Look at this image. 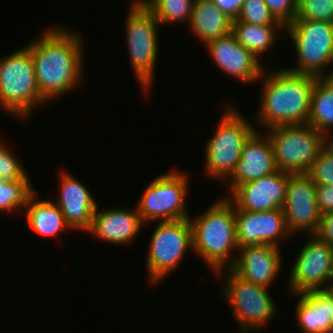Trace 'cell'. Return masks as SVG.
Instances as JSON below:
<instances>
[{"instance_id":"obj_1","label":"cell","mask_w":333,"mask_h":333,"mask_svg":"<svg viewBox=\"0 0 333 333\" xmlns=\"http://www.w3.org/2000/svg\"><path fill=\"white\" fill-rule=\"evenodd\" d=\"M83 45L79 33L60 26L29 42L27 47L44 102L71 92L83 82Z\"/></svg>"},{"instance_id":"obj_2","label":"cell","mask_w":333,"mask_h":333,"mask_svg":"<svg viewBox=\"0 0 333 333\" xmlns=\"http://www.w3.org/2000/svg\"><path fill=\"white\" fill-rule=\"evenodd\" d=\"M316 79L287 68L263 71L260 78L263 81L262 94L255 123L267 129L279 125L307 124Z\"/></svg>"},{"instance_id":"obj_3","label":"cell","mask_w":333,"mask_h":333,"mask_svg":"<svg viewBox=\"0 0 333 333\" xmlns=\"http://www.w3.org/2000/svg\"><path fill=\"white\" fill-rule=\"evenodd\" d=\"M223 198L212 203L197 218L189 217L192 250L211 267L216 276L222 275L225 273L224 269H230L234 265L237 256L233 255V252L239 248L236 240L234 205L227 197Z\"/></svg>"},{"instance_id":"obj_4","label":"cell","mask_w":333,"mask_h":333,"mask_svg":"<svg viewBox=\"0 0 333 333\" xmlns=\"http://www.w3.org/2000/svg\"><path fill=\"white\" fill-rule=\"evenodd\" d=\"M45 102L40 95L30 49L23 48L0 58V109L25 120L34 107Z\"/></svg>"},{"instance_id":"obj_5","label":"cell","mask_w":333,"mask_h":333,"mask_svg":"<svg viewBox=\"0 0 333 333\" xmlns=\"http://www.w3.org/2000/svg\"><path fill=\"white\" fill-rule=\"evenodd\" d=\"M225 107V108H224ZM229 103L223 106V115L216 132L205 145V175L224 181L232 174L241 158V151L249 137L257 130L251 122Z\"/></svg>"},{"instance_id":"obj_6","label":"cell","mask_w":333,"mask_h":333,"mask_svg":"<svg viewBox=\"0 0 333 333\" xmlns=\"http://www.w3.org/2000/svg\"><path fill=\"white\" fill-rule=\"evenodd\" d=\"M130 4L125 24L129 61L144 94H149L156 72L154 69L159 48L157 33L161 25L140 0Z\"/></svg>"},{"instance_id":"obj_7","label":"cell","mask_w":333,"mask_h":333,"mask_svg":"<svg viewBox=\"0 0 333 333\" xmlns=\"http://www.w3.org/2000/svg\"><path fill=\"white\" fill-rule=\"evenodd\" d=\"M264 132L271 141L276 168L283 172L308 173L323 150V134L309 124L279 125Z\"/></svg>"},{"instance_id":"obj_8","label":"cell","mask_w":333,"mask_h":333,"mask_svg":"<svg viewBox=\"0 0 333 333\" xmlns=\"http://www.w3.org/2000/svg\"><path fill=\"white\" fill-rule=\"evenodd\" d=\"M293 41L297 66L289 71L324 78L333 49V23L311 19H294L286 26Z\"/></svg>"},{"instance_id":"obj_9","label":"cell","mask_w":333,"mask_h":333,"mask_svg":"<svg viewBox=\"0 0 333 333\" xmlns=\"http://www.w3.org/2000/svg\"><path fill=\"white\" fill-rule=\"evenodd\" d=\"M226 274L222 291L234 319L242 333L257 331L273 319L277 306L268 288L245 281L231 269H225Z\"/></svg>"},{"instance_id":"obj_10","label":"cell","mask_w":333,"mask_h":333,"mask_svg":"<svg viewBox=\"0 0 333 333\" xmlns=\"http://www.w3.org/2000/svg\"><path fill=\"white\" fill-rule=\"evenodd\" d=\"M189 179L183 172H168L153 179L143 191L136 207L142 222L176 221L189 218L186 197Z\"/></svg>"},{"instance_id":"obj_11","label":"cell","mask_w":333,"mask_h":333,"mask_svg":"<svg viewBox=\"0 0 333 333\" xmlns=\"http://www.w3.org/2000/svg\"><path fill=\"white\" fill-rule=\"evenodd\" d=\"M154 230L146 257L149 283L152 285L160 283L177 269L187 250L193 248L189 218L159 222Z\"/></svg>"},{"instance_id":"obj_12","label":"cell","mask_w":333,"mask_h":333,"mask_svg":"<svg viewBox=\"0 0 333 333\" xmlns=\"http://www.w3.org/2000/svg\"><path fill=\"white\" fill-rule=\"evenodd\" d=\"M303 245L293 261L289 277V291L300 292L328 289L333 281V245L321 241L314 234Z\"/></svg>"},{"instance_id":"obj_13","label":"cell","mask_w":333,"mask_h":333,"mask_svg":"<svg viewBox=\"0 0 333 333\" xmlns=\"http://www.w3.org/2000/svg\"><path fill=\"white\" fill-rule=\"evenodd\" d=\"M286 225L292 234H314L319 226L321 213L316 201V184L307 173L290 174L282 207Z\"/></svg>"},{"instance_id":"obj_14","label":"cell","mask_w":333,"mask_h":333,"mask_svg":"<svg viewBox=\"0 0 333 333\" xmlns=\"http://www.w3.org/2000/svg\"><path fill=\"white\" fill-rule=\"evenodd\" d=\"M238 247L269 244L279 247V239L291 237L282 208L263 212L235 209Z\"/></svg>"},{"instance_id":"obj_15","label":"cell","mask_w":333,"mask_h":333,"mask_svg":"<svg viewBox=\"0 0 333 333\" xmlns=\"http://www.w3.org/2000/svg\"><path fill=\"white\" fill-rule=\"evenodd\" d=\"M288 173L277 170L271 175L236 186L227 199L234 209L263 212L282 208L286 197Z\"/></svg>"},{"instance_id":"obj_16","label":"cell","mask_w":333,"mask_h":333,"mask_svg":"<svg viewBox=\"0 0 333 333\" xmlns=\"http://www.w3.org/2000/svg\"><path fill=\"white\" fill-rule=\"evenodd\" d=\"M204 46L207 47L211 58L223 72L243 83L259 81L265 70L261 61L243 47L232 32L210 40Z\"/></svg>"},{"instance_id":"obj_17","label":"cell","mask_w":333,"mask_h":333,"mask_svg":"<svg viewBox=\"0 0 333 333\" xmlns=\"http://www.w3.org/2000/svg\"><path fill=\"white\" fill-rule=\"evenodd\" d=\"M238 256L230 268L245 281L269 288L277 280L282 264L280 248L269 244L238 248Z\"/></svg>"},{"instance_id":"obj_18","label":"cell","mask_w":333,"mask_h":333,"mask_svg":"<svg viewBox=\"0 0 333 333\" xmlns=\"http://www.w3.org/2000/svg\"><path fill=\"white\" fill-rule=\"evenodd\" d=\"M259 133L256 130L246 141L241 151L240 160L232 174L225 180L230 183L231 191L240 184L271 175L277 171L271 141L266 133Z\"/></svg>"},{"instance_id":"obj_19","label":"cell","mask_w":333,"mask_h":333,"mask_svg":"<svg viewBox=\"0 0 333 333\" xmlns=\"http://www.w3.org/2000/svg\"><path fill=\"white\" fill-rule=\"evenodd\" d=\"M60 196L55 201L64 215L71 230L88 231L91 227L93 214L97 209L95 197L77 178L65 170L60 172Z\"/></svg>"},{"instance_id":"obj_20","label":"cell","mask_w":333,"mask_h":333,"mask_svg":"<svg viewBox=\"0 0 333 333\" xmlns=\"http://www.w3.org/2000/svg\"><path fill=\"white\" fill-rule=\"evenodd\" d=\"M95 210L87 233L115 246L133 241L145 225L136 208H112Z\"/></svg>"},{"instance_id":"obj_21","label":"cell","mask_w":333,"mask_h":333,"mask_svg":"<svg viewBox=\"0 0 333 333\" xmlns=\"http://www.w3.org/2000/svg\"><path fill=\"white\" fill-rule=\"evenodd\" d=\"M299 297L295 315L302 333H333V290H313Z\"/></svg>"},{"instance_id":"obj_22","label":"cell","mask_w":333,"mask_h":333,"mask_svg":"<svg viewBox=\"0 0 333 333\" xmlns=\"http://www.w3.org/2000/svg\"><path fill=\"white\" fill-rule=\"evenodd\" d=\"M232 19L220 11L209 0H195L191 18L190 30L198 40L205 45L210 40L226 36L232 32Z\"/></svg>"},{"instance_id":"obj_23","label":"cell","mask_w":333,"mask_h":333,"mask_svg":"<svg viewBox=\"0 0 333 333\" xmlns=\"http://www.w3.org/2000/svg\"><path fill=\"white\" fill-rule=\"evenodd\" d=\"M35 191L28 199L26 209V222L38 236H58L63 230H71L64 215L52 200H37Z\"/></svg>"},{"instance_id":"obj_24","label":"cell","mask_w":333,"mask_h":333,"mask_svg":"<svg viewBox=\"0 0 333 333\" xmlns=\"http://www.w3.org/2000/svg\"><path fill=\"white\" fill-rule=\"evenodd\" d=\"M284 30V25H257L240 22L235 19L232 21V33L237 41L248 49L256 58L261 60L262 55L273 47L277 41L276 32Z\"/></svg>"},{"instance_id":"obj_25","label":"cell","mask_w":333,"mask_h":333,"mask_svg":"<svg viewBox=\"0 0 333 333\" xmlns=\"http://www.w3.org/2000/svg\"><path fill=\"white\" fill-rule=\"evenodd\" d=\"M307 124L321 134L333 130V86L324 78L315 80Z\"/></svg>"},{"instance_id":"obj_26","label":"cell","mask_w":333,"mask_h":333,"mask_svg":"<svg viewBox=\"0 0 333 333\" xmlns=\"http://www.w3.org/2000/svg\"><path fill=\"white\" fill-rule=\"evenodd\" d=\"M156 17L160 25L177 21L189 23L195 0H140Z\"/></svg>"},{"instance_id":"obj_27","label":"cell","mask_w":333,"mask_h":333,"mask_svg":"<svg viewBox=\"0 0 333 333\" xmlns=\"http://www.w3.org/2000/svg\"><path fill=\"white\" fill-rule=\"evenodd\" d=\"M30 181V179L7 181L0 178V210L15 213L21 208L25 209L29 197L35 192Z\"/></svg>"},{"instance_id":"obj_28","label":"cell","mask_w":333,"mask_h":333,"mask_svg":"<svg viewBox=\"0 0 333 333\" xmlns=\"http://www.w3.org/2000/svg\"><path fill=\"white\" fill-rule=\"evenodd\" d=\"M237 20L257 25H283L273 16L264 0H244Z\"/></svg>"},{"instance_id":"obj_29","label":"cell","mask_w":333,"mask_h":333,"mask_svg":"<svg viewBox=\"0 0 333 333\" xmlns=\"http://www.w3.org/2000/svg\"><path fill=\"white\" fill-rule=\"evenodd\" d=\"M295 19L333 23V0H298Z\"/></svg>"},{"instance_id":"obj_30","label":"cell","mask_w":333,"mask_h":333,"mask_svg":"<svg viewBox=\"0 0 333 333\" xmlns=\"http://www.w3.org/2000/svg\"><path fill=\"white\" fill-rule=\"evenodd\" d=\"M23 166L10 147L0 140V178L7 181L30 179Z\"/></svg>"},{"instance_id":"obj_31","label":"cell","mask_w":333,"mask_h":333,"mask_svg":"<svg viewBox=\"0 0 333 333\" xmlns=\"http://www.w3.org/2000/svg\"><path fill=\"white\" fill-rule=\"evenodd\" d=\"M307 174L316 185H333V158L322 150Z\"/></svg>"},{"instance_id":"obj_32","label":"cell","mask_w":333,"mask_h":333,"mask_svg":"<svg viewBox=\"0 0 333 333\" xmlns=\"http://www.w3.org/2000/svg\"><path fill=\"white\" fill-rule=\"evenodd\" d=\"M273 16L285 27L296 17L298 0H264Z\"/></svg>"},{"instance_id":"obj_33","label":"cell","mask_w":333,"mask_h":333,"mask_svg":"<svg viewBox=\"0 0 333 333\" xmlns=\"http://www.w3.org/2000/svg\"><path fill=\"white\" fill-rule=\"evenodd\" d=\"M314 235L321 241L333 245V210L321 214L319 226Z\"/></svg>"},{"instance_id":"obj_34","label":"cell","mask_w":333,"mask_h":333,"mask_svg":"<svg viewBox=\"0 0 333 333\" xmlns=\"http://www.w3.org/2000/svg\"><path fill=\"white\" fill-rule=\"evenodd\" d=\"M316 201L321 214L333 210V185H316Z\"/></svg>"},{"instance_id":"obj_35","label":"cell","mask_w":333,"mask_h":333,"mask_svg":"<svg viewBox=\"0 0 333 333\" xmlns=\"http://www.w3.org/2000/svg\"><path fill=\"white\" fill-rule=\"evenodd\" d=\"M220 11L225 13L229 18L235 20L238 18L244 0H209Z\"/></svg>"},{"instance_id":"obj_36","label":"cell","mask_w":333,"mask_h":333,"mask_svg":"<svg viewBox=\"0 0 333 333\" xmlns=\"http://www.w3.org/2000/svg\"><path fill=\"white\" fill-rule=\"evenodd\" d=\"M323 151L333 158V134L331 132L323 134Z\"/></svg>"},{"instance_id":"obj_37","label":"cell","mask_w":333,"mask_h":333,"mask_svg":"<svg viewBox=\"0 0 333 333\" xmlns=\"http://www.w3.org/2000/svg\"><path fill=\"white\" fill-rule=\"evenodd\" d=\"M324 79L333 86V70L332 69L328 70V73H326V76L324 77Z\"/></svg>"},{"instance_id":"obj_38","label":"cell","mask_w":333,"mask_h":333,"mask_svg":"<svg viewBox=\"0 0 333 333\" xmlns=\"http://www.w3.org/2000/svg\"><path fill=\"white\" fill-rule=\"evenodd\" d=\"M333 65V49H332V53H331V58H330V61H329V65Z\"/></svg>"},{"instance_id":"obj_39","label":"cell","mask_w":333,"mask_h":333,"mask_svg":"<svg viewBox=\"0 0 333 333\" xmlns=\"http://www.w3.org/2000/svg\"><path fill=\"white\" fill-rule=\"evenodd\" d=\"M332 277H333V252H332Z\"/></svg>"},{"instance_id":"obj_40","label":"cell","mask_w":333,"mask_h":333,"mask_svg":"<svg viewBox=\"0 0 333 333\" xmlns=\"http://www.w3.org/2000/svg\"><path fill=\"white\" fill-rule=\"evenodd\" d=\"M330 288L333 290V281H332V284H331Z\"/></svg>"}]
</instances>
